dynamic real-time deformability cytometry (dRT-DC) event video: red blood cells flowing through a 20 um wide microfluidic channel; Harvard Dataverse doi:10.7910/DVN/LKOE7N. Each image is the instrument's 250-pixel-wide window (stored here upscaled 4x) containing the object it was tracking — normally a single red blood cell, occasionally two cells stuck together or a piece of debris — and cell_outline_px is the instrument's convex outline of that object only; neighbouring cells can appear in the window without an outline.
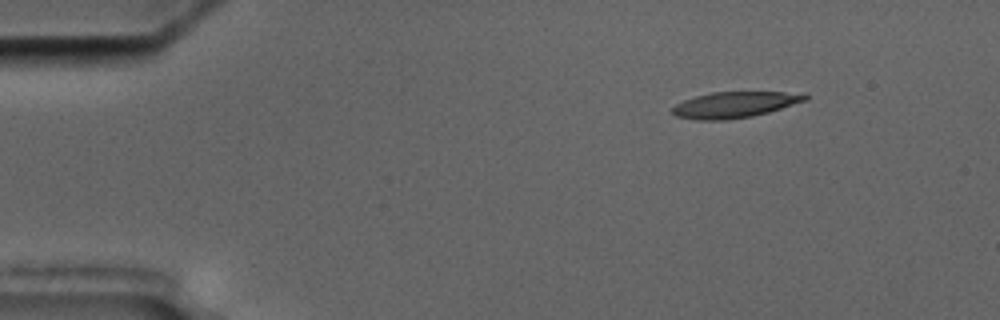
{"species": "common noctule bat (a hibernating species)", "species_latin": "Nyctalus noctula", "temperature_condition": "cold", "stored_images_in_passage": 4, "camera_frame_rate_fps": 3000, "um_per_image_px": 0.085, "animal": {"sex": "male", "body_mass_g": 17.5, "forearm_length_mm": 52.3}, "frame": {"image": 1, "passage_image": 1, "time_ms": 0.0, "image_size_px": [1000, 320], "cell_outline_px": [[808, 100], [768, 112], [752, 116], [728, 120], [696, 120], [676, 116], [672, 112], [672, 108], [676, 104], [684, 100], [696, 96], [712, 92], [804, 92], [808, 96]], "centroid_in_image_um": [62.48, 8.9], "position_along_channel_um": 22.5, "area_um2": 20.17}}
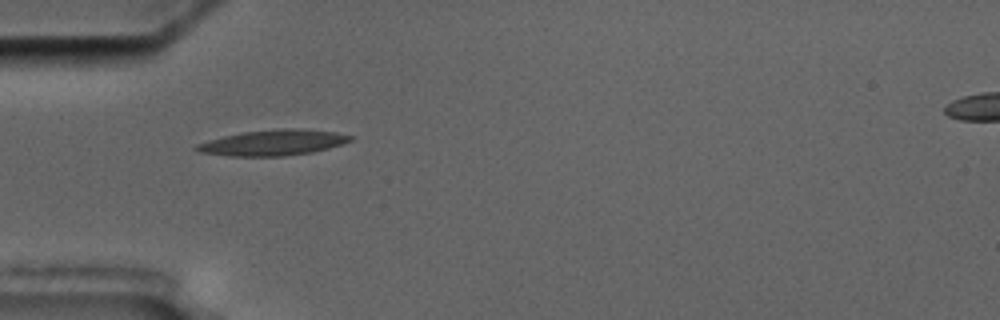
{"frame": {"image": 2, "passage_image": 4, "time_ms": 3.333, "image_size_px": [1000, 320], "cell_outline_px": [[356, 136], [352, 140], [328, 148], [312, 152], [284, 156], [232, 156], [196, 152], [192, 148], [196, 144], [208, 140], [224, 136], [244, 132], [280, 128], [300, 128], [336, 132]], "centroid_in_image_um": [23.2, 12.12], "position_along_channel_um": 61.8, "area_um2": 23.12}}